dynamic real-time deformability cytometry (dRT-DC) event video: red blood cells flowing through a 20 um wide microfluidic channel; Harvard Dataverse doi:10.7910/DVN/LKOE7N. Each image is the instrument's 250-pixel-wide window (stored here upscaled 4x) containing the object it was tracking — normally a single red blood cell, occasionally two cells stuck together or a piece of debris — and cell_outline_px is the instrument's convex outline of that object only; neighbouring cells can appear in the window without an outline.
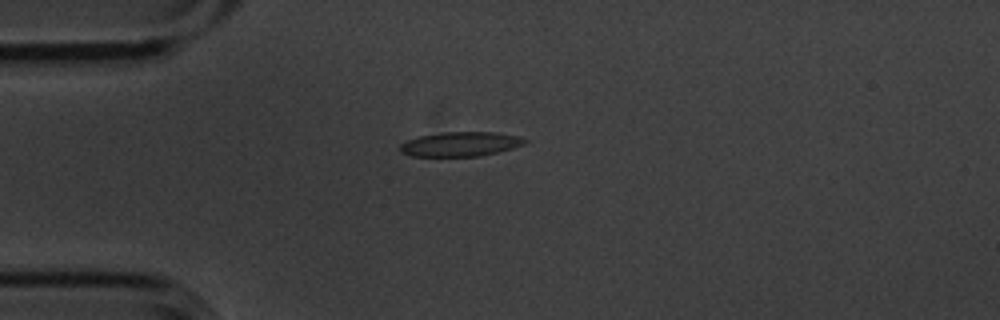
{"species": "common noctule bat (a hibernating species)", "species_latin": "Nyctalus noctula", "temperature_condition": "cold", "stored_images_in_passage": 9, "camera_frame_rate_fps": 3000, "um_per_image_px": 0.085, "animal": {"sex": "male", "body_mass_g": 20.1, "forearm_length_mm": 53.5}, "frame": {"image": 1, "passage_image": 4, "time_ms": 1.0, "image_size_px": [1000, 320], "cell_outline_px": [[528, 140], [524, 144], [512, 148], [480, 156], [412, 156], [400, 152], [400, 144], [408, 140], [420, 136], [444, 132], [496, 132], [516, 136]], "centroid_in_image_um": [39.12, 12.25], "position_along_channel_um": 45.9, "area_um2": 17.57}}
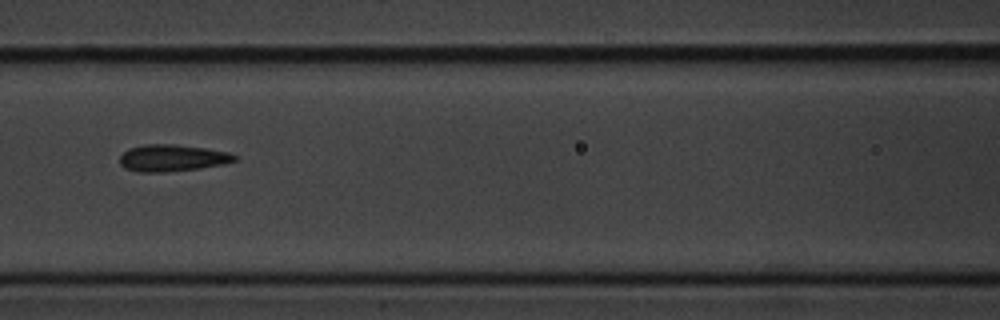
{"frame": {"image": 2, "passage_image": 7, "time_ms": 2.0, "image_size_px": [1000, 320], "cell_outline_px": [[236, 160], [224, 164], [200, 168], [164, 172], [140, 172], [124, 168], [120, 164], [120, 156], [128, 148], [144, 144], [172, 144], [208, 148], [228, 152], [236, 156]], "centroid_in_image_um": [14.62, 13.42], "position_along_channel_um": 152.0, "area_um2": 17.98}}
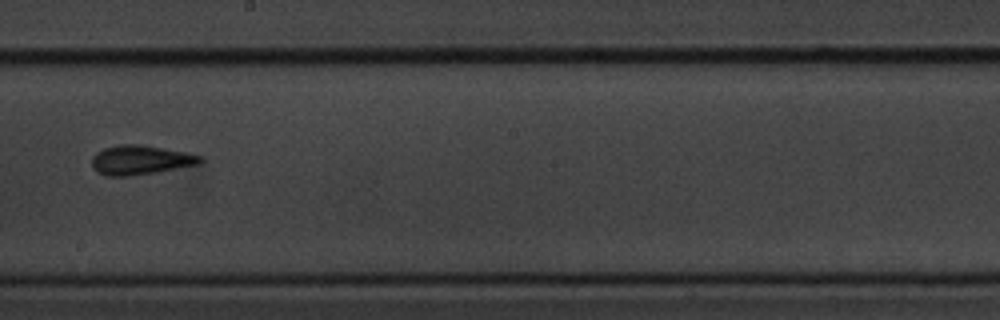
{"frame": {"image": 3, "passage_image": 9, "time_ms": 2.667, "image_size_px": [1000, 320], "cell_outline_px": [[204, 160], [200, 164], [156, 172], [128, 176], [104, 176], [96, 172], [92, 168], [92, 156], [96, 152], [104, 148], [120, 144], [140, 144], [184, 152], [204, 156]], "centroid_in_image_um": [11.92, 13.6], "position_along_channel_um": 236.3, "area_um2": 18.67}}